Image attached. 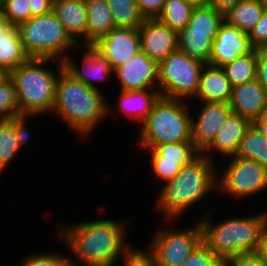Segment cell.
<instances>
[{
	"label": "cell",
	"instance_id": "14",
	"mask_svg": "<svg viewBox=\"0 0 267 266\" xmlns=\"http://www.w3.org/2000/svg\"><path fill=\"white\" fill-rule=\"evenodd\" d=\"M114 70L141 51L138 28L116 27L92 45Z\"/></svg>",
	"mask_w": 267,
	"mask_h": 266
},
{
	"label": "cell",
	"instance_id": "50",
	"mask_svg": "<svg viewBox=\"0 0 267 266\" xmlns=\"http://www.w3.org/2000/svg\"><path fill=\"white\" fill-rule=\"evenodd\" d=\"M9 77V71L0 67V84Z\"/></svg>",
	"mask_w": 267,
	"mask_h": 266
},
{
	"label": "cell",
	"instance_id": "23",
	"mask_svg": "<svg viewBox=\"0 0 267 266\" xmlns=\"http://www.w3.org/2000/svg\"><path fill=\"white\" fill-rule=\"evenodd\" d=\"M85 3L87 7V45H93L116 27L106 0H85Z\"/></svg>",
	"mask_w": 267,
	"mask_h": 266
},
{
	"label": "cell",
	"instance_id": "21",
	"mask_svg": "<svg viewBox=\"0 0 267 266\" xmlns=\"http://www.w3.org/2000/svg\"><path fill=\"white\" fill-rule=\"evenodd\" d=\"M232 86L223 67L204 64L195 96L200 102H230Z\"/></svg>",
	"mask_w": 267,
	"mask_h": 266
},
{
	"label": "cell",
	"instance_id": "10",
	"mask_svg": "<svg viewBox=\"0 0 267 266\" xmlns=\"http://www.w3.org/2000/svg\"><path fill=\"white\" fill-rule=\"evenodd\" d=\"M230 159V160H229ZM223 171L218 172L217 192L235 199H247L267 190V168L255 160L228 157Z\"/></svg>",
	"mask_w": 267,
	"mask_h": 266
},
{
	"label": "cell",
	"instance_id": "40",
	"mask_svg": "<svg viewBox=\"0 0 267 266\" xmlns=\"http://www.w3.org/2000/svg\"><path fill=\"white\" fill-rule=\"evenodd\" d=\"M166 0H136L139 12L145 19H155L161 13Z\"/></svg>",
	"mask_w": 267,
	"mask_h": 266
},
{
	"label": "cell",
	"instance_id": "5",
	"mask_svg": "<svg viewBox=\"0 0 267 266\" xmlns=\"http://www.w3.org/2000/svg\"><path fill=\"white\" fill-rule=\"evenodd\" d=\"M52 62L56 63V72L50 69V66L48 68ZM62 69L63 64L60 60L29 58L9 72V77L15 86L21 115L36 117L51 113L55 101L56 83Z\"/></svg>",
	"mask_w": 267,
	"mask_h": 266
},
{
	"label": "cell",
	"instance_id": "37",
	"mask_svg": "<svg viewBox=\"0 0 267 266\" xmlns=\"http://www.w3.org/2000/svg\"><path fill=\"white\" fill-rule=\"evenodd\" d=\"M123 266H158L153 252L146 247L142 250L131 246L122 257Z\"/></svg>",
	"mask_w": 267,
	"mask_h": 266
},
{
	"label": "cell",
	"instance_id": "52",
	"mask_svg": "<svg viewBox=\"0 0 267 266\" xmlns=\"http://www.w3.org/2000/svg\"><path fill=\"white\" fill-rule=\"evenodd\" d=\"M261 49H262L265 53H267V44L264 45Z\"/></svg>",
	"mask_w": 267,
	"mask_h": 266
},
{
	"label": "cell",
	"instance_id": "35",
	"mask_svg": "<svg viewBox=\"0 0 267 266\" xmlns=\"http://www.w3.org/2000/svg\"><path fill=\"white\" fill-rule=\"evenodd\" d=\"M20 266H69V256L57 251L34 253L24 257Z\"/></svg>",
	"mask_w": 267,
	"mask_h": 266
},
{
	"label": "cell",
	"instance_id": "30",
	"mask_svg": "<svg viewBox=\"0 0 267 266\" xmlns=\"http://www.w3.org/2000/svg\"><path fill=\"white\" fill-rule=\"evenodd\" d=\"M224 22V14L213 7L197 6L193 9L188 26L190 33L217 34L218 28Z\"/></svg>",
	"mask_w": 267,
	"mask_h": 266
},
{
	"label": "cell",
	"instance_id": "47",
	"mask_svg": "<svg viewBox=\"0 0 267 266\" xmlns=\"http://www.w3.org/2000/svg\"><path fill=\"white\" fill-rule=\"evenodd\" d=\"M12 26L3 16L0 17V34H5Z\"/></svg>",
	"mask_w": 267,
	"mask_h": 266
},
{
	"label": "cell",
	"instance_id": "3",
	"mask_svg": "<svg viewBox=\"0 0 267 266\" xmlns=\"http://www.w3.org/2000/svg\"><path fill=\"white\" fill-rule=\"evenodd\" d=\"M214 162V159L200 153L173 179L163 183L154 204L163 219L178 220L189 208L217 190L218 165Z\"/></svg>",
	"mask_w": 267,
	"mask_h": 266
},
{
	"label": "cell",
	"instance_id": "11",
	"mask_svg": "<svg viewBox=\"0 0 267 266\" xmlns=\"http://www.w3.org/2000/svg\"><path fill=\"white\" fill-rule=\"evenodd\" d=\"M147 150L155 179L163 183L173 179L181 168L195 159L200 152L192 142L162 144Z\"/></svg>",
	"mask_w": 267,
	"mask_h": 266
},
{
	"label": "cell",
	"instance_id": "12",
	"mask_svg": "<svg viewBox=\"0 0 267 266\" xmlns=\"http://www.w3.org/2000/svg\"><path fill=\"white\" fill-rule=\"evenodd\" d=\"M202 105L195 119L191 115V141L200 153L214 140L232 113L229 102H201Z\"/></svg>",
	"mask_w": 267,
	"mask_h": 266
},
{
	"label": "cell",
	"instance_id": "26",
	"mask_svg": "<svg viewBox=\"0 0 267 266\" xmlns=\"http://www.w3.org/2000/svg\"><path fill=\"white\" fill-rule=\"evenodd\" d=\"M217 34L190 33V29L181 30L178 33V49L190 57L209 63L212 42Z\"/></svg>",
	"mask_w": 267,
	"mask_h": 266
},
{
	"label": "cell",
	"instance_id": "24",
	"mask_svg": "<svg viewBox=\"0 0 267 266\" xmlns=\"http://www.w3.org/2000/svg\"><path fill=\"white\" fill-rule=\"evenodd\" d=\"M267 8L260 0H240L224 14V21L249 34Z\"/></svg>",
	"mask_w": 267,
	"mask_h": 266
},
{
	"label": "cell",
	"instance_id": "8",
	"mask_svg": "<svg viewBox=\"0 0 267 266\" xmlns=\"http://www.w3.org/2000/svg\"><path fill=\"white\" fill-rule=\"evenodd\" d=\"M204 66L179 49L158 64V90L161 97L184 100L195 98ZM190 97V98H189Z\"/></svg>",
	"mask_w": 267,
	"mask_h": 266
},
{
	"label": "cell",
	"instance_id": "43",
	"mask_svg": "<svg viewBox=\"0 0 267 266\" xmlns=\"http://www.w3.org/2000/svg\"><path fill=\"white\" fill-rule=\"evenodd\" d=\"M31 17L47 14L52 11L53 0H28Z\"/></svg>",
	"mask_w": 267,
	"mask_h": 266
},
{
	"label": "cell",
	"instance_id": "39",
	"mask_svg": "<svg viewBox=\"0 0 267 266\" xmlns=\"http://www.w3.org/2000/svg\"><path fill=\"white\" fill-rule=\"evenodd\" d=\"M224 266H266L257 252L230 256L224 260Z\"/></svg>",
	"mask_w": 267,
	"mask_h": 266
},
{
	"label": "cell",
	"instance_id": "20",
	"mask_svg": "<svg viewBox=\"0 0 267 266\" xmlns=\"http://www.w3.org/2000/svg\"><path fill=\"white\" fill-rule=\"evenodd\" d=\"M229 103L232 113L239 114L253 122L267 104V91L254 79L232 87Z\"/></svg>",
	"mask_w": 267,
	"mask_h": 266
},
{
	"label": "cell",
	"instance_id": "42",
	"mask_svg": "<svg viewBox=\"0 0 267 266\" xmlns=\"http://www.w3.org/2000/svg\"><path fill=\"white\" fill-rule=\"evenodd\" d=\"M256 80L267 91V53L262 49H257Z\"/></svg>",
	"mask_w": 267,
	"mask_h": 266
},
{
	"label": "cell",
	"instance_id": "46",
	"mask_svg": "<svg viewBox=\"0 0 267 266\" xmlns=\"http://www.w3.org/2000/svg\"><path fill=\"white\" fill-rule=\"evenodd\" d=\"M252 123H267V104L261 110L259 117Z\"/></svg>",
	"mask_w": 267,
	"mask_h": 266
},
{
	"label": "cell",
	"instance_id": "45",
	"mask_svg": "<svg viewBox=\"0 0 267 266\" xmlns=\"http://www.w3.org/2000/svg\"><path fill=\"white\" fill-rule=\"evenodd\" d=\"M257 253L260 255L261 260L267 266V226L265 227L263 231Z\"/></svg>",
	"mask_w": 267,
	"mask_h": 266
},
{
	"label": "cell",
	"instance_id": "7",
	"mask_svg": "<svg viewBox=\"0 0 267 266\" xmlns=\"http://www.w3.org/2000/svg\"><path fill=\"white\" fill-rule=\"evenodd\" d=\"M17 28L23 49L30 58H52L62 61L69 55L67 53L70 50L81 48L70 37L53 11L31 17L20 23Z\"/></svg>",
	"mask_w": 267,
	"mask_h": 266
},
{
	"label": "cell",
	"instance_id": "9",
	"mask_svg": "<svg viewBox=\"0 0 267 266\" xmlns=\"http://www.w3.org/2000/svg\"><path fill=\"white\" fill-rule=\"evenodd\" d=\"M170 222L167 226L156 228L151 242L147 247L156 257L158 266H180L191 253L203 242L202 227L197 221L191 227L177 229L171 225L174 219H164ZM172 226V227H171Z\"/></svg>",
	"mask_w": 267,
	"mask_h": 266
},
{
	"label": "cell",
	"instance_id": "22",
	"mask_svg": "<svg viewBox=\"0 0 267 266\" xmlns=\"http://www.w3.org/2000/svg\"><path fill=\"white\" fill-rule=\"evenodd\" d=\"M118 97V110L129 120L142 124L161 95L158 89H147L120 91Z\"/></svg>",
	"mask_w": 267,
	"mask_h": 266
},
{
	"label": "cell",
	"instance_id": "1",
	"mask_svg": "<svg viewBox=\"0 0 267 266\" xmlns=\"http://www.w3.org/2000/svg\"><path fill=\"white\" fill-rule=\"evenodd\" d=\"M59 227L58 237L73 253L69 266H114L132 246L126 239L129 225L125 220L105 218Z\"/></svg>",
	"mask_w": 267,
	"mask_h": 266
},
{
	"label": "cell",
	"instance_id": "16",
	"mask_svg": "<svg viewBox=\"0 0 267 266\" xmlns=\"http://www.w3.org/2000/svg\"><path fill=\"white\" fill-rule=\"evenodd\" d=\"M138 32L141 52L157 64L178 50V33L156 18L144 19Z\"/></svg>",
	"mask_w": 267,
	"mask_h": 266
},
{
	"label": "cell",
	"instance_id": "28",
	"mask_svg": "<svg viewBox=\"0 0 267 266\" xmlns=\"http://www.w3.org/2000/svg\"><path fill=\"white\" fill-rule=\"evenodd\" d=\"M194 8V5L184 0H166L156 19L179 33L188 26Z\"/></svg>",
	"mask_w": 267,
	"mask_h": 266
},
{
	"label": "cell",
	"instance_id": "27",
	"mask_svg": "<svg viewBox=\"0 0 267 266\" xmlns=\"http://www.w3.org/2000/svg\"><path fill=\"white\" fill-rule=\"evenodd\" d=\"M234 156L255 160L267 168V138L251 124Z\"/></svg>",
	"mask_w": 267,
	"mask_h": 266
},
{
	"label": "cell",
	"instance_id": "6",
	"mask_svg": "<svg viewBox=\"0 0 267 266\" xmlns=\"http://www.w3.org/2000/svg\"><path fill=\"white\" fill-rule=\"evenodd\" d=\"M188 102L160 97L140 126L138 148L153 149L162 144L192 142V103Z\"/></svg>",
	"mask_w": 267,
	"mask_h": 266
},
{
	"label": "cell",
	"instance_id": "18",
	"mask_svg": "<svg viewBox=\"0 0 267 266\" xmlns=\"http://www.w3.org/2000/svg\"><path fill=\"white\" fill-rule=\"evenodd\" d=\"M251 124L252 122L248 118L231 113L223 126L216 133L214 140L201 152V154L207 156L211 160L213 158L212 155L215 154L214 152L218 154L220 153V155L223 156L222 158H224V156L227 158L234 156L246 130Z\"/></svg>",
	"mask_w": 267,
	"mask_h": 266
},
{
	"label": "cell",
	"instance_id": "17",
	"mask_svg": "<svg viewBox=\"0 0 267 266\" xmlns=\"http://www.w3.org/2000/svg\"><path fill=\"white\" fill-rule=\"evenodd\" d=\"M255 49L248 34L224 21L212 42L208 64L223 67L237 57L252 53Z\"/></svg>",
	"mask_w": 267,
	"mask_h": 266
},
{
	"label": "cell",
	"instance_id": "2",
	"mask_svg": "<svg viewBox=\"0 0 267 266\" xmlns=\"http://www.w3.org/2000/svg\"><path fill=\"white\" fill-rule=\"evenodd\" d=\"M102 92L73 78L62 69L56 83L51 113L67 123L79 138H86L87 141L101 120L103 122L112 114L111 103H107Z\"/></svg>",
	"mask_w": 267,
	"mask_h": 266
},
{
	"label": "cell",
	"instance_id": "41",
	"mask_svg": "<svg viewBox=\"0 0 267 266\" xmlns=\"http://www.w3.org/2000/svg\"><path fill=\"white\" fill-rule=\"evenodd\" d=\"M28 118H33V115H20L16 117V134L21 149L27 146L31 137L27 127V123L30 121Z\"/></svg>",
	"mask_w": 267,
	"mask_h": 266
},
{
	"label": "cell",
	"instance_id": "29",
	"mask_svg": "<svg viewBox=\"0 0 267 266\" xmlns=\"http://www.w3.org/2000/svg\"><path fill=\"white\" fill-rule=\"evenodd\" d=\"M21 150L16 134V117L0 120V176Z\"/></svg>",
	"mask_w": 267,
	"mask_h": 266
},
{
	"label": "cell",
	"instance_id": "34",
	"mask_svg": "<svg viewBox=\"0 0 267 266\" xmlns=\"http://www.w3.org/2000/svg\"><path fill=\"white\" fill-rule=\"evenodd\" d=\"M2 16L6 21L18 26L31 18V8L28 0H2Z\"/></svg>",
	"mask_w": 267,
	"mask_h": 266
},
{
	"label": "cell",
	"instance_id": "33",
	"mask_svg": "<svg viewBox=\"0 0 267 266\" xmlns=\"http://www.w3.org/2000/svg\"><path fill=\"white\" fill-rule=\"evenodd\" d=\"M14 83L10 77L0 84V120L20 116Z\"/></svg>",
	"mask_w": 267,
	"mask_h": 266
},
{
	"label": "cell",
	"instance_id": "31",
	"mask_svg": "<svg viewBox=\"0 0 267 266\" xmlns=\"http://www.w3.org/2000/svg\"><path fill=\"white\" fill-rule=\"evenodd\" d=\"M232 87L256 79L257 49L223 66Z\"/></svg>",
	"mask_w": 267,
	"mask_h": 266
},
{
	"label": "cell",
	"instance_id": "4",
	"mask_svg": "<svg viewBox=\"0 0 267 266\" xmlns=\"http://www.w3.org/2000/svg\"><path fill=\"white\" fill-rule=\"evenodd\" d=\"M208 209L199 220L203 243L218 257L225 260L230 256L257 252L265 227L267 226V211L253 216L239 217L236 215L212 222L217 210Z\"/></svg>",
	"mask_w": 267,
	"mask_h": 266
},
{
	"label": "cell",
	"instance_id": "13",
	"mask_svg": "<svg viewBox=\"0 0 267 266\" xmlns=\"http://www.w3.org/2000/svg\"><path fill=\"white\" fill-rule=\"evenodd\" d=\"M120 91L158 89V64L139 52L113 71Z\"/></svg>",
	"mask_w": 267,
	"mask_h": 266
},
{
	"label": "cell",
	"instance_id": "44",
	"mask_svg": "<svg viewBox=\"0 0 267 266\" xmlns=\"http://www.w3.org/2000/svg\"><path fill=\"white\" fill-rule=\"evenodd\" d=\"M240 0H209V6L217 11L225 14L229 9L233 8Z\"/></svg>",
	"mask_w": 267,
	"mask_h": 266
},
{
	"label": "cell",
	"instance_id": "25",
	"mask_svg": "<svg viewBox=\"0 0 267 266\" xmlns=\"http://www.w3.org/2000/svg\"><path fill=\"white\" fill-rule=\"evenodd\" d=\"M29 58L23 49L17 26H12L5 34H0V67L10 72Z\"/></svg>",
	"mask_w": 267,
	"mask_h": 266
},
{
	"label": "cell",
	"instance_id": "38",
	"mask_svg": "<svg viewBox=\"0 0 267 266\" xmlns=\"http://www.w3.org/2000/svg\"><path fill=\"white\" fill-rule=\"evenodd\" d=\"M248 37L256 49H261L267 44V8L264 10L259 22L248 34Z\"/></svg>",
	"mask_w": 267,
	"mask_h": 266
},
{
	"label": "cell",
	"instance_id": "48",
	"mask_svg": "<svg viewBox=\"0 0 267 266\" xmlns=\"http://www.w3.org/2000/svg\"><path fill=\"white\" fill-rule=\"evenodd\" d=\"M267 138V123H252Z\"/></svg>",
	"mask_w": 267,
	"mask_h": 266
},
{
	"label": "cell",
	"instance_id": "36",
	"mask_svg": "<svg viewBox=\"0 0 267 266\" xmlns=\"http://www.w3.org/2000/svg\"><path fill=\"white\" fill-rule=\"evenodd\" d=\"M180 266H224V260L202 242Z\"/></svg>",
	"mask_w": 267,
	"mask_h": 266
},
{
	"label": "cell",
	"instance_id": "49",
	"mask_svg": "<svg viewBox=\"0 0 267 266\" xmlns=\"http://www.w3.org/2000/svg\"><path fill=\"white\" fill-rule=\"evenodd\" d=\"M188 3H191L195 7L197 6H206L209 4V0H184Z\"/></svg>",
	"mask_w": 267,
	"mask_h": 266
},
{
	"label": "cell",
	"instance_id": "53",
	"mask_svg": "<svg viewBox=\"0 0 267 266\" xmlns=\"http://www.w3.org/2000/svg\"><path fill=\"white\" fill-rule=\"evenodd\" d=\"M265 6H267V0H260Z\"/></svg>",
	"mask_w": 267,
	"mask_h": 266
},
{
	"label": "cell",
	"instance_id": "15",
	"mask_svg": "<svg viewBox=\"0 0 267 266\" xmlns=\"http://www.w3.org/2000/svg\"><path fill=\"white\" fill-rule=\"evenodd\" d=\"M82 68L68 55L62 60L63 69L73 78L80 80L89 87L101 89L97 82L110 81L113 69L110 62L92 45L81 46ZM109 79V80H108ZM96 82V84H95Z\"/></svg>",
	"mask_w": 267,
	"mask_h": 266
},
{
	"label": "cell",
	"instance_id": "32",
	"mask_svg": "<svg viewBox=\"0 0 267 266\" xmlns=\"http://www.w3.org/2000/svg\"><path fill=\"white\" fill-rule=\"evenodd\" d=\"M115 27L138 28L144 21L136 0H106Z\"/></svg>",
	"mask_w": 267,
	"mask_h": 266
},
{
	"label": "cell",
	"instance_id": "19",
	"mask_svg": "<svg viewBox=\"0 0 267 266\" xmlns=\"http://www.w3.org/2000/svg\"><path fill=\"white\" fill-rule=\"evenodd\" d=\"M52 11L77 44L80 46L87 45V7L85 0H53Z\"/></svg>",
	"mask_w": 267,
	"mask_h": 266
},
{
	"label": "cell",
	"instance_id": "51",
	"mask_svg": "<svg viewBox=\"0 0 267 266\" xmlns=\"http://www.w3.org/2000/svg\"><path fill=\"white\" fill-rule=\"evenodd\" d=\"M2 16V0H0V17Z\"/></svg>",
	"mask_w": 267,
	"mask_h": 266
}]
</instances>
